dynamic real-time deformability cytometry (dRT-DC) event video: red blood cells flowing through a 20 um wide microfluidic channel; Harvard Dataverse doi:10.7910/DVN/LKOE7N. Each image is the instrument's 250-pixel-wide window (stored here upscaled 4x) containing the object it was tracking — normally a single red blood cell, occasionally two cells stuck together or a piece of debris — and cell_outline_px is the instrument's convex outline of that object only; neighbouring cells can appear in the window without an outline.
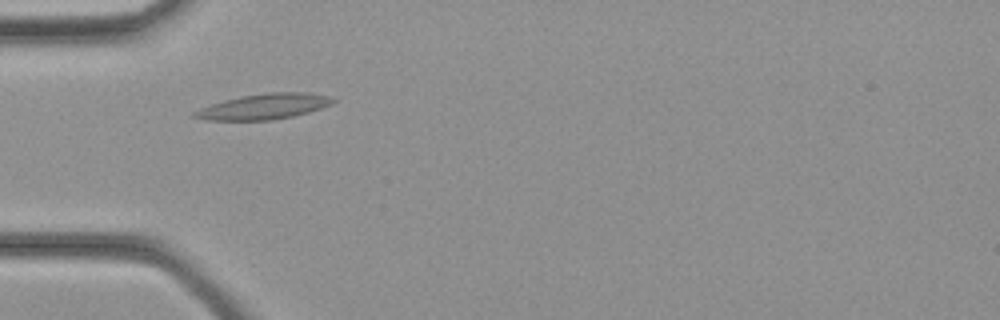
{"species": "common noctule bat (a hibernating species)", "species_latin": "Nyctalus noctula", "temperature_condition": "cold", "stored_images_in_passage": 30, "camera_frame_rate_fps": 3000, "um_per_image_px": 0.085, "animal": {"sex": "female", "body_mass_g": 21.9}, "frame": {"image": 1, "passage_image": 6, "time_ms": 1.667, "image_size_px": [1000, 320], "cell_outline_px": [[336, 100], [332, 104], [308, 112], [292, 116], [272, 120], [204, 120], [192, 116], [192, 112], [200, 108], [224, 100], [240, 96], [268, 92], [308, 92], [328, 96]], "centroid_in_image_um": [22.42, 9.05], "position_along_channel_um": 62.6, "area_um2": 20.52}}
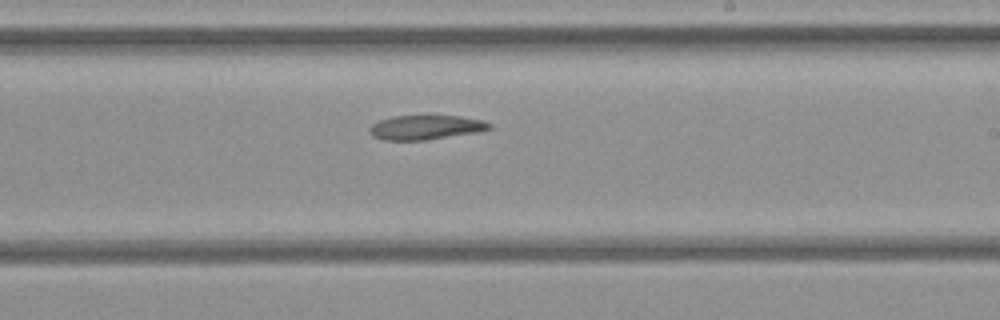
{"frame": {"image": 2, "passage_image": 16, "time_ms": 5.0, "image_size_px": [1000, 320], "cell_outline_px": [[492, 128], [476, 132], [428, 140], [384, 140], [372, 136], [368, 132], [368, 128], [372, 124], [380, 120], [392, 116], [460, 116], [484, 120], [492, 124]], "centroid_in_image_um": [36.17, 10.83], "position_along_channel_um": 252.8, "area_um2": 17.11}}
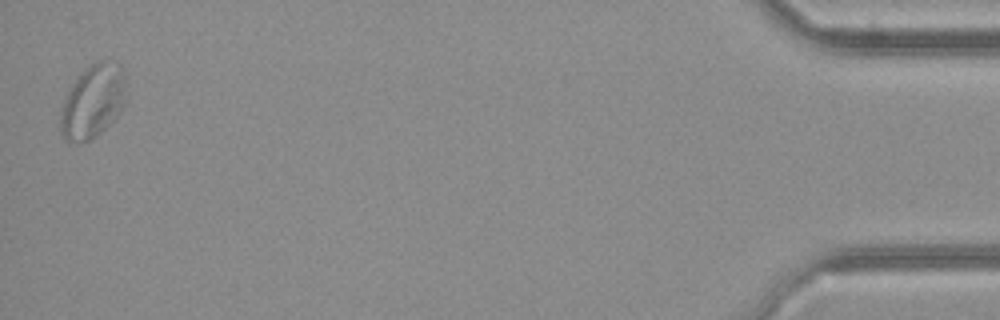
{"frame": {"image": 3, "passage_image": 30, "time_ms": 9.667, "image_size_px": [1000, 320], "cell_outline_px": [[128, 100], [124, 108], [96, 136], [88, 140], [68, 144], [64, 140], [60, 132], [60, 112], [64, 100], [76, 76], [88, 64], [96, 60], [104, 60], [120, 64], [124, 72], [128, 96]], "centroid_in_image_um": [7.91, 8.59], "position_along_channel_um": 427.3, "area_um2": 28.84}}